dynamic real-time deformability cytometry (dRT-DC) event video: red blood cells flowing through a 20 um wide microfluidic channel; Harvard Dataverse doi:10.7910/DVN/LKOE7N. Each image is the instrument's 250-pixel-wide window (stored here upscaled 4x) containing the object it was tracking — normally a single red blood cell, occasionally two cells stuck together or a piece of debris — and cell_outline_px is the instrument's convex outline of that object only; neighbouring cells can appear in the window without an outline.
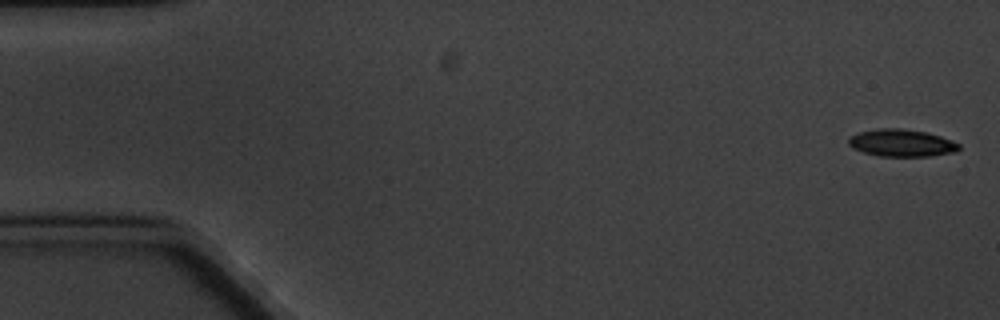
{"species": "common noctule bat (a hibernating species)", "species_latin": "Nyctalus noctula", "temperature_condition": "cold", "stored_images_in_passage": 6, "camera_frame_rate_fps": 3000, "um_per_image_px": 0.085, "animal": {"sex": "male", "body_mass_g": 20.1, "forearm_length_mm": 53.5}, "frame": {"image": 1, "passage_image": 1, "time_ms": 0.0, "image_size_px": [1000, 320], "cell_outline_px": [[960, 148], [956, 152], [928, 156], [880, 156], [864, 152], [852, 148], [848, 144], [848, 136], [860, 132], [880, 128], [900, 128], [924, 132], [940, 136], [952, 140], [960, 144]], "centroid_in_image_um": [76.62, 12.15], "position_along_channel_um": 8.4, "area_um2": 17.51}}
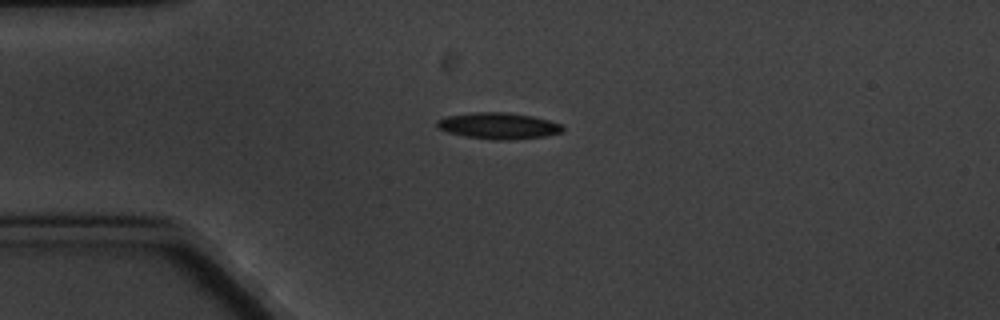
{"frame": {"image": 2, "passage_image": 4, "time_ms": 4.333, "image_size_px": [1000, 320], "cell_outline_px": [[564, 132], [544, 136], [508, 140], [496, 140], [464, 136], [448, 132], [440, 128], [436, 124], [436, 120], [444, 116], [472, 112], [508, 112], [532, 116], [548, 120], [560, 124], [564, 128]], "centroid_in_image_um": [42.35, 10.68], "position_along_channel_um": 42.6, "area_um2": 19.31}}